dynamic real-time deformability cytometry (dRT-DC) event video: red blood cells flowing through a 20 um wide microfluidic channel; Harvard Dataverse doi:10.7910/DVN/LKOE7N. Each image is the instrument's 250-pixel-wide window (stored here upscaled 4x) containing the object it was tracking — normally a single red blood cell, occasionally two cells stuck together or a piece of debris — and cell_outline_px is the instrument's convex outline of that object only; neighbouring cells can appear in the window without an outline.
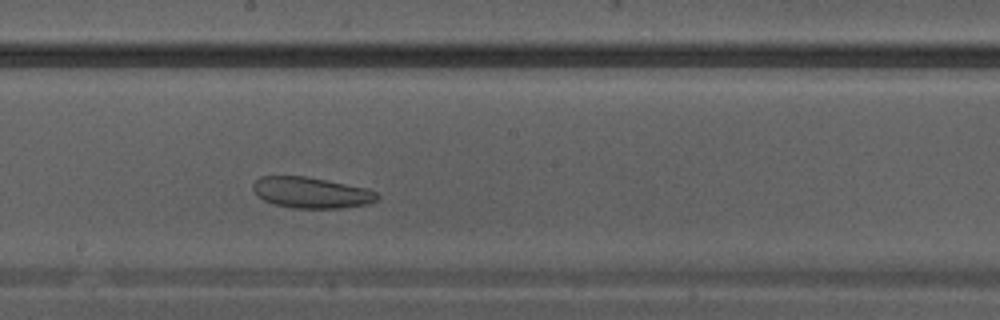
{"species": "Egyptian fruit bat (a non-hibernating species)", "species_latin": "Rousettus aegyptiacus", "temperature_condition": "warm", "stored_images_in_passage": 11, "camera_frame_rate_fps": 3000, "um_per_image_px": 0.085, "animal": {"sex": "male"}, "frame": {"image": 1, "passage_image": 11, "time_ms": 3.333, "image_size_px": [1000, 320], "cell_outline_px": [[380, 196], [376, 200], [368, 204], [340, 208], [292, 208], [276, 204], [264, 200], [252, 188], [252, 184], [260, 176], [304, 176], [364, 188], [380, 192]], "centroid_in_image_um": [26.47, 16.38], "position_along_channel_um": 221.7, "area_um2": 22.14}}